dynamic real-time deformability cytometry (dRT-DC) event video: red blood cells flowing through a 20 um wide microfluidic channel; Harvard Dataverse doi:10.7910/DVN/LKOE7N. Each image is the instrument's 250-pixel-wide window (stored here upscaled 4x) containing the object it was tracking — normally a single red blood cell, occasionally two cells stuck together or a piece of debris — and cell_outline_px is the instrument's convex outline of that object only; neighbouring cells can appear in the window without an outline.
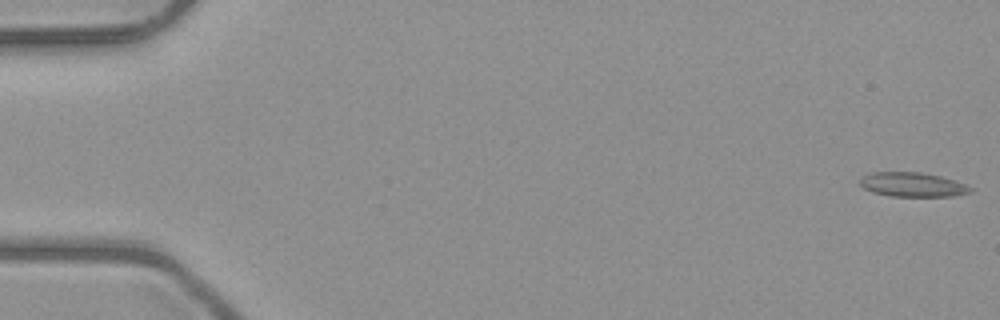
{"species": "common noctule bat (a hibernating species)", "species_latin": "Nyctalus noctula", "temperature_condition": "room temperature", "stored_images_in_passage": 52, "camera_frame_rate_fps": 3000, "um_per_image_px": 0.085, "animal": {"sex": "male", "body_mass_g": 23.1, "forearm_length_mm": 52.7}, "frame": {"image": 1, "passage_image": 1, "time_ms": 0.0, "image_size_px": [1000, 320], "cell_outline_px": [[972, 192], [952, 196], [892, 196], [872, 192], [864, 188], [860, 184], [860, 176], [872, 172], [920, 172], [940, 176], [964, 184], [972, 188]], "centroid_in_image_um": [77.52, 15.69], "position_along_channel_um": 7.5, "area_um2": 15.55}}
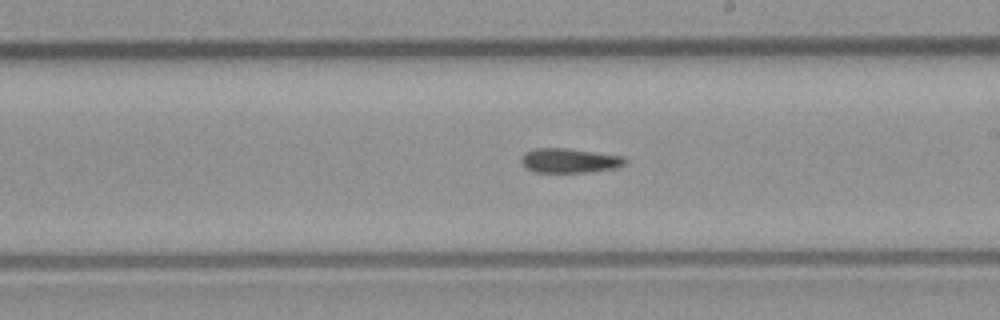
{"frame": {"image": 2, "passage_image": 30, "time_ms": 9.667, "image_size_px": [1000, 320], "cell_outline_px": [[628, 164], [616, 168], [584, 172], [536, 172], [528, 168], [520, 160], [524, 152], [532, 148], [568, 148], [624, 156], [628, 160]], "centroid_in_image_um": [48.45, 13.63], "position_along_channel_um": 240.5, "area_um2": 14.91}}
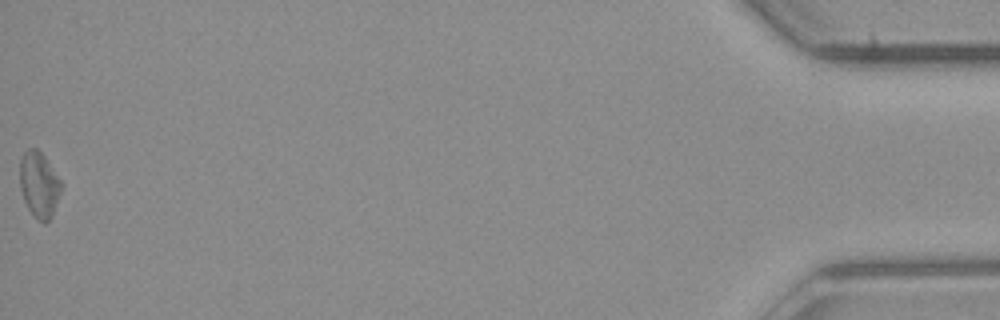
{"frame": {"image": 3, "passage_image": 52, "time_ms": 17.0, "image_size_px": [1000, 320], "cell_outline_px": [[64, 184], [52, 216], [44, 224], [28, 208], [24, 200], [20, 188], [20, 160], [24, 152], [28, 148], [36, 148], [44, 156]], "centroid_in_image_um": [3.34, 15.67], "position_along_channel_um": 431.9, "area_um2": 15.78}, "authors_computed_cell_mechanics": {"area_um2": 15.2881, "velocity_mm_per_s": 4.0317, "shape_relaxation_time_tau1_ms": null, "shape_relaxation_time_tau2_ms": 8.3058, "deformation_change_tau1": null, "deformation_change_tau2": 0.1622}}